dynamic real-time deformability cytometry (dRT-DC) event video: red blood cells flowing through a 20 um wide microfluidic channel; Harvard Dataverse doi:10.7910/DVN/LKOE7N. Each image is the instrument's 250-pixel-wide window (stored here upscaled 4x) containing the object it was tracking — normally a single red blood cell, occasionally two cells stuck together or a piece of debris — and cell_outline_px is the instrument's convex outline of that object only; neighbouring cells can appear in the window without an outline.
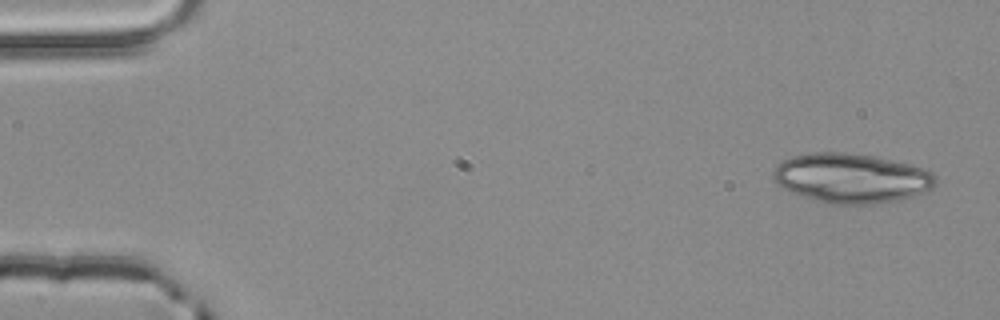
{"species": "common noctule bat (a hibernating species)", "species_latin": "Nyctalus noctula", "temperature_condition": "room temperature", "stored_images_in_passage": 4, "camera_frame_rate_fps": 3000, "um_per_image_px": 0.085, "animal": {"sex": "male", "body_mass_g": 20.4}, "frame": {"image": 1, "passage_image": 1, "time_ms": 0.0, "image_size_px": [1000, 320], "cell_outline_px": [[936, 184], [932, 188], [924, 192], [900, 200], [876, 204], [832, 204], [816, 200], [792, 192], [784, 188], [772, 180], [772, 172], [776, 164], [792, 156], [812, 152], [844, 152], [872, 156], [908, 164], [924, 168], [932, 172], [936, 176]], "centroid_in_image_um": [72.36, 15.14], "position_along_channel_um": 12.6, "area_um2": 46.93}}